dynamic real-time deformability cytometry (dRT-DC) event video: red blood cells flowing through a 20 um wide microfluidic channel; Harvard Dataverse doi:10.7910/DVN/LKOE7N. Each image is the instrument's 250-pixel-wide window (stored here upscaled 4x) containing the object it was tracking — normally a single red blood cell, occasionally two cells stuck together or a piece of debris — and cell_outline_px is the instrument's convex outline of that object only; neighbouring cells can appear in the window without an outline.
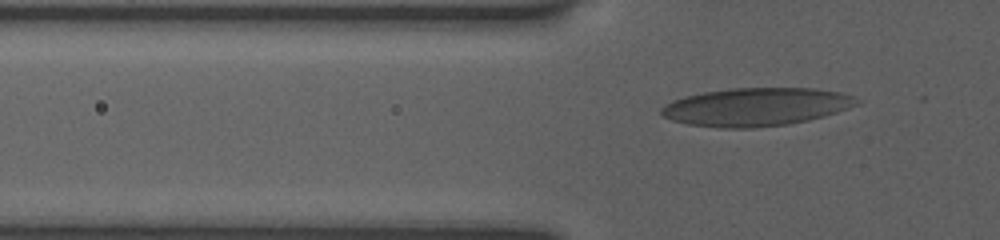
{"species": "human", "species_latin": "Homo sapiens", "temperature_condition": "room temperature", "stored_images_in_passage": 3, "camera_frame_rate_fps": 3000, "um_per_image_px": 0.085, "donor": {"sex": "female"}, "frame": {"image": 1, "passage_image": 3, "time_ms": 1.667, "image_size_px": [1000, 240], "cell_outline_px": [[860, 104], [824, 116], [808, 120], [788, 124], [752, 128], [720, 128], [688, 124], [672, 120], [664, 116], [660, 112], [660, 108], [664, 104], [672, 100], [684, 96], [704, 92], [732, 88], [816, 88], [840, 92], [852, 96], [860, 100]], "centroid_in_image_um": [64.26, 9.08], "position_along_channel_um": 61.5, "area_um2": 43.52}}